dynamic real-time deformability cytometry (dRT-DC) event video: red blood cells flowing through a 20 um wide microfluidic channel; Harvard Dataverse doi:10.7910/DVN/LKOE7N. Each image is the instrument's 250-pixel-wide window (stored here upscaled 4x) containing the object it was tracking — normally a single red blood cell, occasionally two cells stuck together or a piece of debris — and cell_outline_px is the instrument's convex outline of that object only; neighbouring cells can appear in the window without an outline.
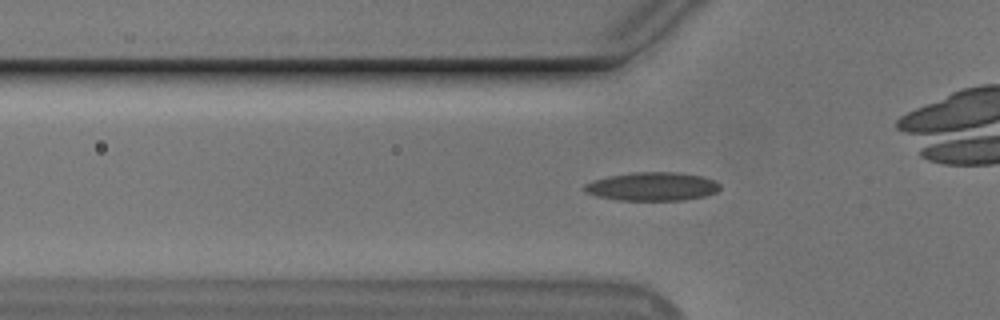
{"species": "Egyptian fruit bat (a non-hibernating species)", "species_latin": "Rousettus aegyptiacus", "temperature_condition": "cold", "stored_images_in_passage": 56, "camera_frame_rate_fps": 3000, "um_per_image_px": 0.085, "animal": {"sex": "male"}, "frame": {"image": 1, "passage_image": 18, "time_ms": 5.667, "image_size_px": [1000, 320], "cell_outline_px": [[720, 188], [716, 192], [704, 196], [684, 200], [616, 200], [596, 196], [584, 192], [584, 184], [592, 180], [608, 176], [632, 172], [676, 172], [704, 176], [716, 180], [720, 184]], "centroid_in_image_um": [55.43, 15.84], "position_along_channel_um": 70.4, "area_um2": 22.77}}
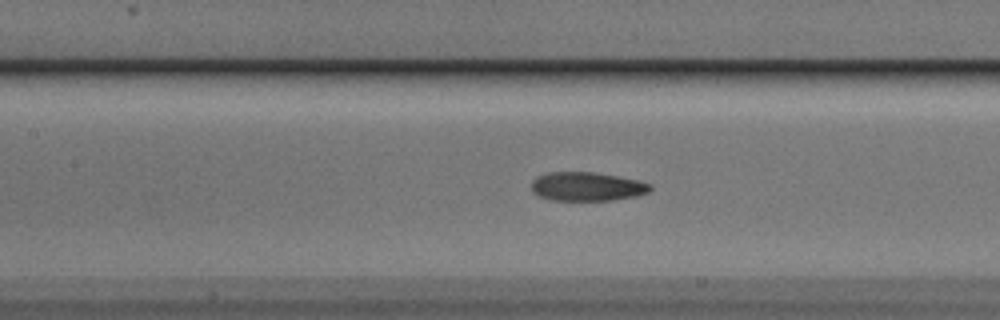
{"frame": {"image": 2, "passage_image": 25, "time_ms": 8.0, "image_size_px": [1000, 320], "cell_outline_px": [[652, 188], [648, 192], [636, 196], [612, 200], [552, 200], [540, 196], [532, 192], [532, 180], [536, 176], [548, 172], [592, 172], [616, 176], [636, 180], [652, 184]], "centroid_in_image_um": [49.87, 15.85], "position_along_channel_um": 157.5, "area_um2": 19.88}}
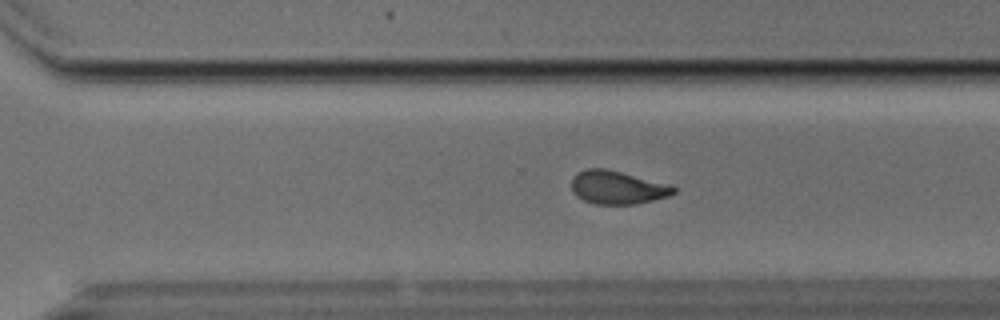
{"frame": {"image": 3, "passage_image": 38, "time_ms": 12.333, "image_size_px": [1000, 320], "cell_outline_px": [[676, 192], [668, 196], [636, 204], [596, 204], [584, 200], [576, 196], [572, 192], [572, 176], [576, 172], [588, 168], [604, 168], [668, 184], [676, 188]], "centroid_in_image_um": [52.43, 15.93], "position_along_channel_um": 318.2, "area_um2": 19.65}}